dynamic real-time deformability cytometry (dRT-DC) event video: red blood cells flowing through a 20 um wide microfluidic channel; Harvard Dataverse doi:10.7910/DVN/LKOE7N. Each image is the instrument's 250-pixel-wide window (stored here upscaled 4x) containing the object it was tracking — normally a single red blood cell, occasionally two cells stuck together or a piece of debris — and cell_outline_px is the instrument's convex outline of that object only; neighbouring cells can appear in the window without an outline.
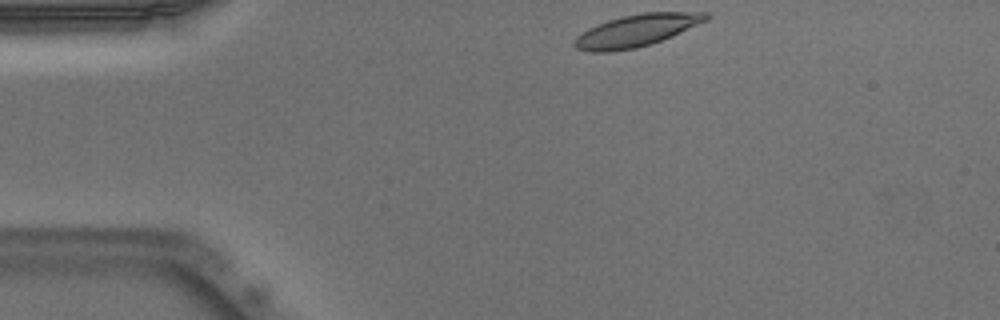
{"species": "Egyptian fruit bat (a non-hibernating species)", "species_latin": "Rousettus aegyptiacus", "temperature_condition": "warm", "stored_images_in_passage": 43, "camera_frame_rate_fps": 3000, "um_per_image_px": 0.085, "animal": {"sex": "male"}, "frame": {"image": 1, "passage_image": 1, "time_ms": 0.0, "image_size_px": [1000, 320], "cell_outline_px": [[712, 16], [708, 20], [672, 36], [652, 44], [636, 48], [612, 52], [588, 52], [576, 48], [572, 44], [576, 36], [588, 28], [596, 24], [608, 20], [624, 16], [644, 12], [708, 12]], "centroid_in_image_um": [54.1, 2.6], "position_along_channel_um": 30.9, "area_um2": 24.85}}
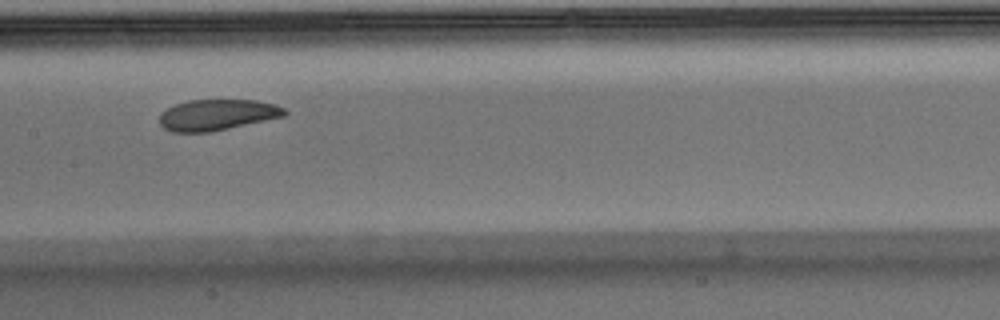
{"frame": {"image": 2, "passage_image": 17, "time_ms": 5.333, "image_size_px": [1000, 320], "cell_outline_px": [[288, 112], [284, 116], [228, 128], [208, 132], [172, 132], [164, 128], [160, 124], [160, 112], [176, 104], [188, 100], [256, 100], [272, 104], [284, 108]], "centroid_in_image_um": [18.42, 9.76], "position_along_channel_um": 189.0, "area_um2": 22.31}}
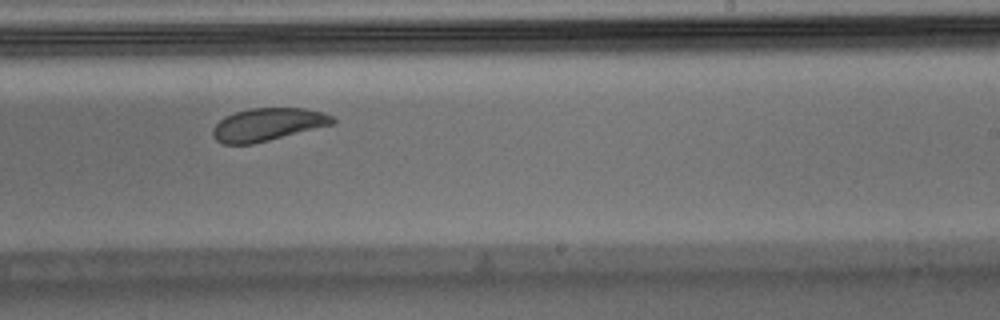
{"frame": {"image": 3, "passage_image": 23, "time_ms": 7.333, "image_size_px": [1000, 320], "cell_outline_px": [[336, 120], [332, 124], [252, 144], [224, 144], [216, 140], [212, 136], [212, 128], [224, 116], [248, 108], [304, 108], [324, 112], [332, 116]], "centroid_in_image_um": [22.72, 10.57], "position_along_channel_um": 266.3, "area_um2": 22.72}, "authors_computed_cell_mechanics": {"area_um2": 24.4494, "velocity_mm_per_s": 3.8789, "shape_relaxation_time_tau1_ms": 2.6361, "shape_relaxation_time_tau2_ms": 2.776, "deformation_change_tau1": 0.1074, "deformation_change_tau2": 0.0752}}